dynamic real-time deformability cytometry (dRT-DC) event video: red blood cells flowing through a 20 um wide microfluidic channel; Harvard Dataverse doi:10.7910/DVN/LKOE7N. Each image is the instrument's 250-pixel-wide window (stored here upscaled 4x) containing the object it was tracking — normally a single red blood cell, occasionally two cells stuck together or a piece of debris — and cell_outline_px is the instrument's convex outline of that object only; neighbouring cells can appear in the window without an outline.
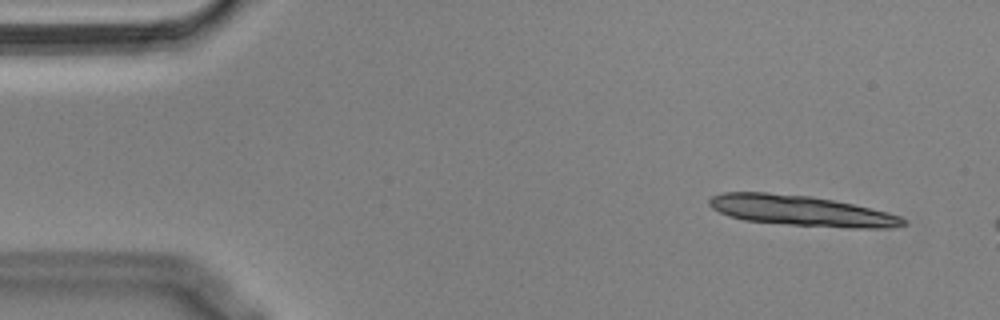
{"species": "Egyptian fruit bat (a non-hibernating species)", "species_latin": "Rousettus aegyptiacus", "temperature_condition": "cold", "stored_images_in_passage": 7, "camera_frame_rate_fps": 3000, "um_per_image_px": 0.085, "animal": {"sex": "male"}, "frame": {"image": 1, "passage_image": 1, "time_ms": 0.0, "image_size_px": [1000, 320], "cell_outline_px": [[908, 224], [892, 228], [844, 228], [788, 224], [744, 220], [728, 216], [712, 208], [708, 204], [708, 200], [712, 196], [724, 192], [768, 192], [812, 196], [852, 204], [900, 216], [908, 220]], "centroid_in_image_um": [68.1, 17.91], "position_along_channel_um": 16.9, "area_um2": 34.39}}